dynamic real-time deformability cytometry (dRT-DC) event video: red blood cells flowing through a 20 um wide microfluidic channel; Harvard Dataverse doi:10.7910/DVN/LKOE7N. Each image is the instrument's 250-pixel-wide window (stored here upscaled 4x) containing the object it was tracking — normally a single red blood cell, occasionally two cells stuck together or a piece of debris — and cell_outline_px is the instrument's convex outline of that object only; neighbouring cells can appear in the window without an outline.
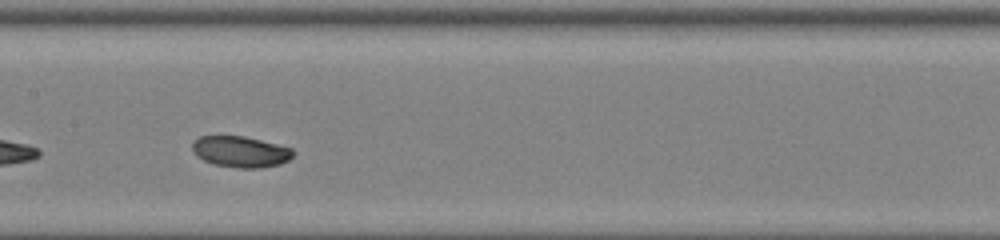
{"species": "common noctule bat (a hibernating species)", "species_latin": "Nyctalus noctula", "temperature_condition": "room temperature", "stored_images_in_passage": 23, "camera_frame_rate_fps": 3000, "um_per_image_px": 0.085, "animal": {"sex": "female", "body_mass_g": 22.0, "forearm_length_mm": 56.7}, "frame": {"image": 1, "passage_image": 14, "time_ms": 4.333, "image_size_px": [1000, 240], "cell_outline_px": [[296, 152], [288, 160], [280, 164], [260, 168], [236, 168], [212, 164], [196, 156], [192, 148], [192, 144], [200, 136], [244, 136], [292, 148]], "centroid_in_image_um": [20.45, 12.9], "position_along_channel_um": 186.9, "area_um2": 18.26}}
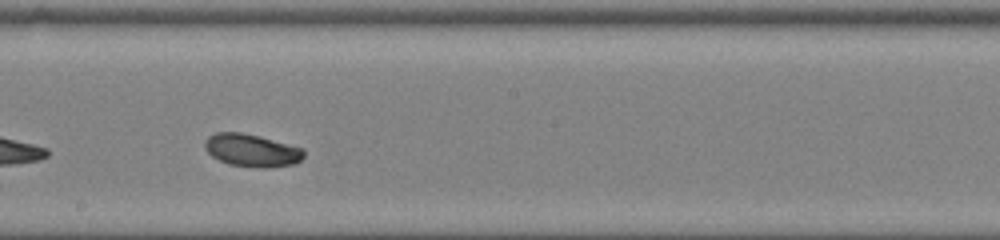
{"frame": {"image": 2, "passage_image": 17, "time_ms": 5.333, "image_size_px": [1000, 240], "cell_outline_px": [[304, 156], [296, 164], [264, 168], [256, 168], [228, 164], [212, 156], [204, 148], [204, 140], [208, 136], [216, 132], [240, 132], [260, 136], [304, 148]], "centroid_in_image_um": [21.4, 12.78], "position_along_channel_um": 226.8, "area_um2": 19.07}}
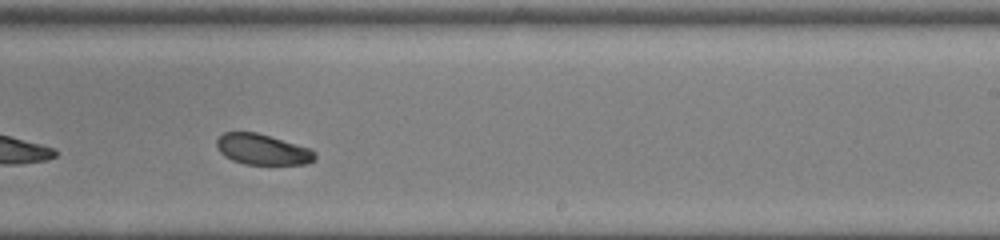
{"frame": {"image": 3, "passage_image": 20, "time_ms": 6.333, "image_size_px": [1000, 240], "cell_outline_px": [[316, 160], [304, 164], [244, 164], [232, 160], [224, 156], [216, 148], [216, 140], [224, 132], [256, 132], [312, 148], [316, 152]], "centroid_in_image_um": [22.32, 12.7], "position_along_channel_um": 266.7, "area_um2": 17.74}}